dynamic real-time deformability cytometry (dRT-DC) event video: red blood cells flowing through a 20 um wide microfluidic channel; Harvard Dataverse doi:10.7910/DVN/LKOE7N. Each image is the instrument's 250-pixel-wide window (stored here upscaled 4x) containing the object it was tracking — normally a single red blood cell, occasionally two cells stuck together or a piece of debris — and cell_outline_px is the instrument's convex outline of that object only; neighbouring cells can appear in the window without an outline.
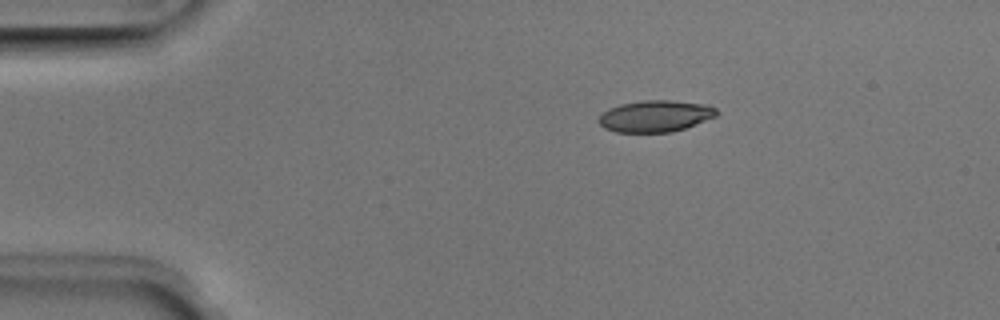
{"species": "Egyptian fruit bat (a non-hibernating species)", "species_latin": "Rousettus aegyptiacus", "temperature_condition": "room temperature", "stored_images_in_passage": 23, "camera_frame_rate_fps": 3000, "um_per_image_px": 0.085, "animal": {"sex": "male"}, "frame": {"image": 1, "passage_image": 1, "time_ms": 0.0, "image_size_px": [1000, 320], "cell_outline_px": [[716, 116], [684, 128], [672, 132], [616, 132], [604, 128], [600, 124], [600, 116], [604, 112], [620, 104], [644, 100], [672, 100], [708, 104], [716, 108]], "centroid_in_image_um": [55.73, 9.86], "position_along_channel_um": 29.3, "area_um2": 21.44}}
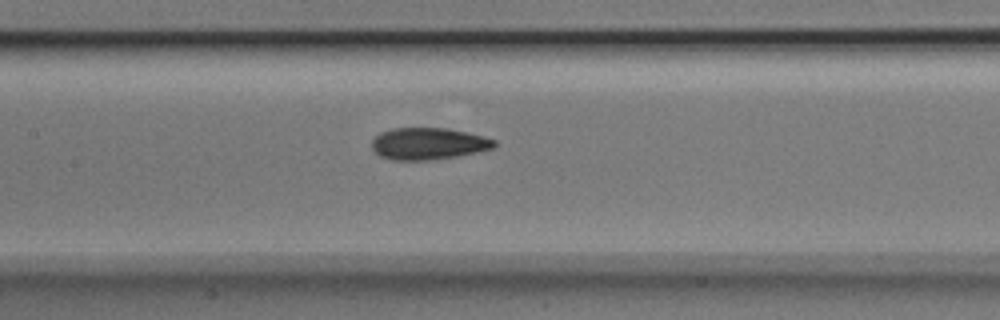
{"frame": {"image": 2, "passage_image": 16, "time_ms": 5.0, "image_size_px": [1000, 320], "cell_outline_px": [[496, 144], [492, 148], [476, 152], [456, 156], [432, 160], [392, 160], [380, 156], [372, 148], [372, 140], [380, 132], [392, 128], [444, 128], [484, 136], [496, 140]], "centroid_in_image_um": [36.38, 12.21], "position_along_channel_um": 171.0, "area_um2": 22.6}}
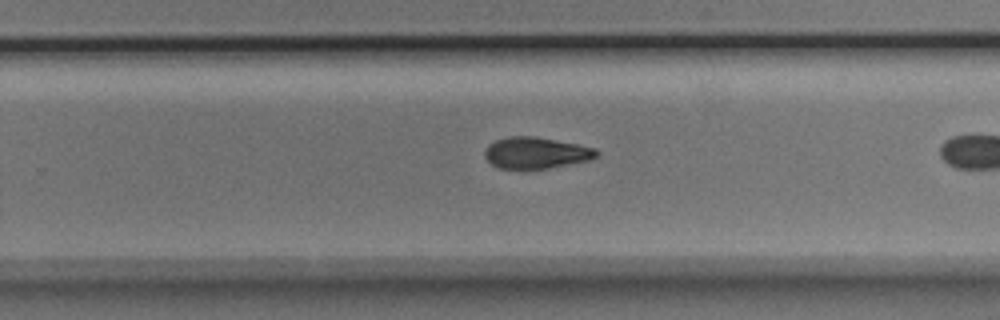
{"frame": {"image": 3, "passage_image": 22, "time_ms": 7.0, "image_size_px": [1000, 320], "cell_outline_px": [[600, 152], [592, 160], [548, 168], [496, 168], [484, 156], [484, 152], [488, 144], [496, 140], [508, 136], [536, 136], [596, 148]], "centroid_in_image_um": [45.57, 12.98], "position_along_channel_um": 284.2, "area_um2": 20.46}}